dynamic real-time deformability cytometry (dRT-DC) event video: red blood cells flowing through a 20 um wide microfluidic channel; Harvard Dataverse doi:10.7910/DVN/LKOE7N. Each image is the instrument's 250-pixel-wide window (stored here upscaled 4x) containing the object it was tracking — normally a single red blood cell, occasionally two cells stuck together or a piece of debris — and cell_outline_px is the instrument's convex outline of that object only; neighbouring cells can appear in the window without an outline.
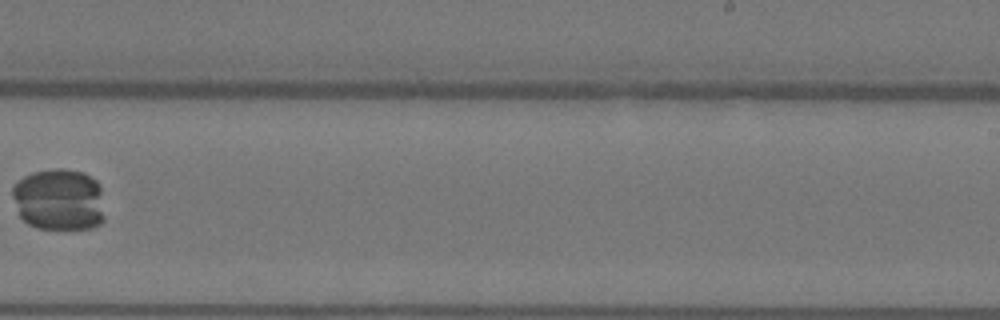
{"species": "Egyptian fruit bat (a non-hibernating species)", "species_latin": "Rousettus aegyptiacus", "temperature_condition": "warm", "stored_images_in_passage": 11, "camera_frame_rate_fps": 3000, "um_per_image_px": 0.085, "animal": {"sex": "female"}, "frame": {"image": 1, "passage_image": 10, "time_ms": 3.0, "image_size_px": [1000, 320], "cell_outline_px": [[104, 220], [100, 224], [92, 228], [36, 228], [28, 224], [20, 216], [12, 196], [12, 188], [24, 176], [32, 172], [56, 168], [64, 168], [84, 172], [96, 180], [100, 188], [104, 216]], "centroid_in_image_um": [5.02, 16.95], "position_along_channel_um": 284.0, "area_um2": 33.41}}
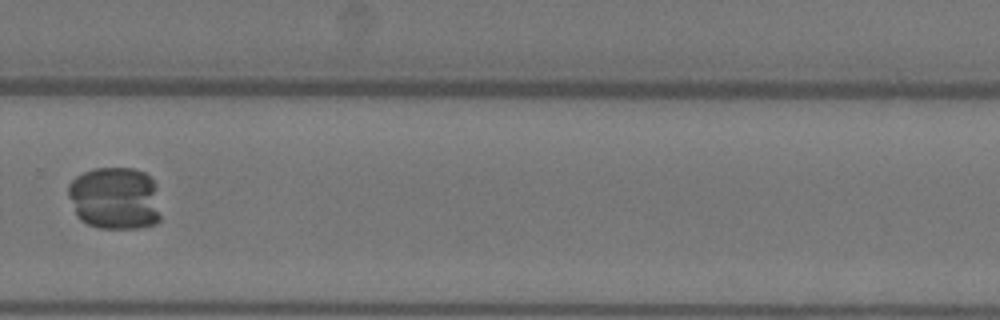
{"frame": {"image": 2, "passage_image": 11, "time_ms": 3.333, "image_size_px": [1000, 320], "cell_outline_px": [[160, 220], [156, 224], [136, 228], [96, 228], [80, 220], [76, 216], [68, 196], [68, 184], [76, 176], [84, 172], [96, 168], [132, 168], [144, 172], [156, 184], [160, 216]], "centroid_in_image_um": [9.76, 16.86], "position_along_channel_um": 320.0, "area_um2": 34.22}}